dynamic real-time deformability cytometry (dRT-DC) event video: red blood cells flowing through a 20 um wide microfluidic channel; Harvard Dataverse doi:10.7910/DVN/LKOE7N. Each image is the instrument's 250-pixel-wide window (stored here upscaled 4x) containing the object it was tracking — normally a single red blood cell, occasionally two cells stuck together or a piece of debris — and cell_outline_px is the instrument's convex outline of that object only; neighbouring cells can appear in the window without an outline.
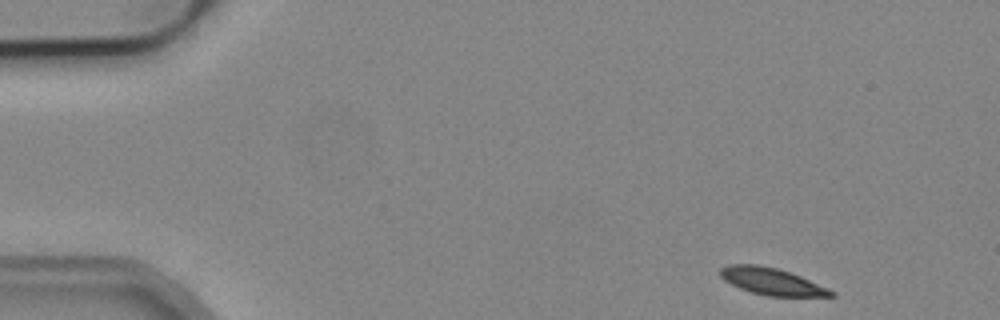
{"species": "common noctule bat (a hibernating species)", "species_latin": "Nyctalus noctula", "temperature_condition": "cold", "stored_images_in_passage": 3, "camera_frame_rate_fps": 3000, "um_per_image_px": 0.085, "animal": {"sex": "male", "body_mass_g": 19.2, "forearm_length_mm": 51.8}, "frame": {"image": 1, "passage_image": 1, "time_ms": 0.0, "image_size_px": [1000, 320], "cell_outline_px": [[836, 296], [768, 296], [752, 292], [740, 288], [724, 280], [720, 276], [720, 268], [728, 264], [756, 264], [776, 268], [800, 276], [828, 288], [836, 292]], "centroid_in_image_um": [65.59, 23.92], "position_along_channel_um": 19.4, "area_um2": 17.22}}